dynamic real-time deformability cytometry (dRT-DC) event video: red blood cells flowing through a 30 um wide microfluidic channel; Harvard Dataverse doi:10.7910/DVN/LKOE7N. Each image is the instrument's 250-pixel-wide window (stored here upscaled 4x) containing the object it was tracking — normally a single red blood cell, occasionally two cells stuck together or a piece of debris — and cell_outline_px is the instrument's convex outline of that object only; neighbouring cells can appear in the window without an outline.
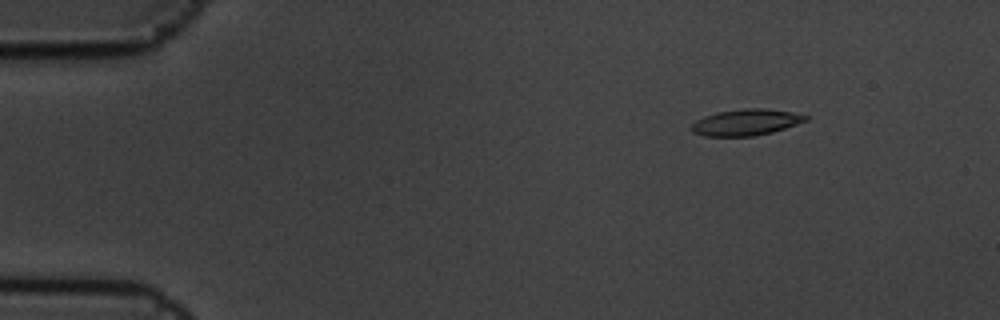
{"species": "common noctule bat (a hibernating species)", "species_latin": "Nyctalus noctula", "temperature_condition": "cold", "stored_images_in_passage": 5, "camera_frame_rate_fps": 3000, "um_per_image_px": 0.085, "animal": {"sex": "male", "body_mass_g": 19.5, "forearm_length_mm": 54.6}, "frame": {"image": 1, "passage_image": 3, "time_ms": 0.667, "image_size_px": [1000, 320], "cell_outline_px": [[808, 120], [772, 132], [752, 136], [704, 136], [692, 132], [692, 124], [696, 120], [704, 116], [716, 112], [744, 108], [764, 108], [792, 112], [808, 116]], "centroid_in_image_um": [63.39, 10.39], "position_along_channel_um": 21.6, "area_um2": 17.4}}